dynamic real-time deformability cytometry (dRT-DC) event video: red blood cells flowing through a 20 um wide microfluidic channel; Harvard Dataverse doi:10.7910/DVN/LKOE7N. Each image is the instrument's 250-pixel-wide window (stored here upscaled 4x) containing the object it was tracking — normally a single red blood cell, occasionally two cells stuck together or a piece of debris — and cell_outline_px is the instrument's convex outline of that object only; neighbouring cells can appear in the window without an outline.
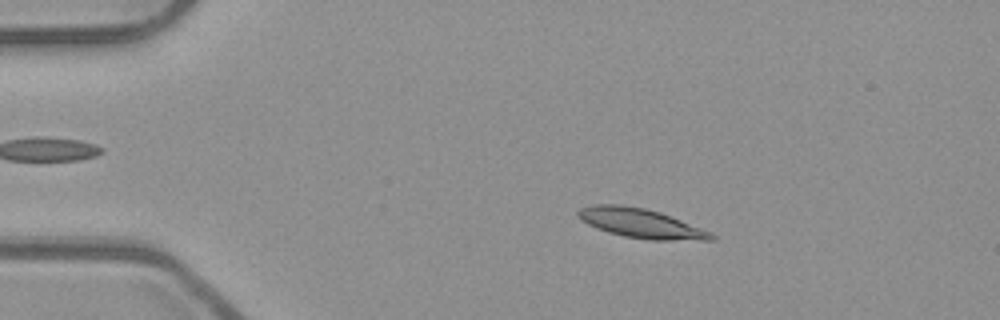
{"species": "common noctule bat (a hibernating species)", "species_latin": "Nyctalus noctula", "temperature_condition": "room temperature", "stored_images_in_passage": 52, "camera_frame_rate_fps": 3000, "um_per_image_px": 0.085, "animal": {"sex": "male", "body_mass_g": 23.1, "forearm_length_mm": 52.7}, "frame": {"image": 1, "passage_image": 9, "time_ms": 2.667, "image_size_px": [1000, 320], "cell_outline_px": [[716, 240], [648, 240], [624, 236], [608, 232], [596, 228], [580, 220], [576, 216], [576, 212], [580, 208], [592, 204], [620, 204], [644, 208], [660, 212], [712, 232], [716, 236]], "centroid_in_image_um": [54.45, 18.98], "position_along_channel_um": 30.5, "area_um2": 23.0}}
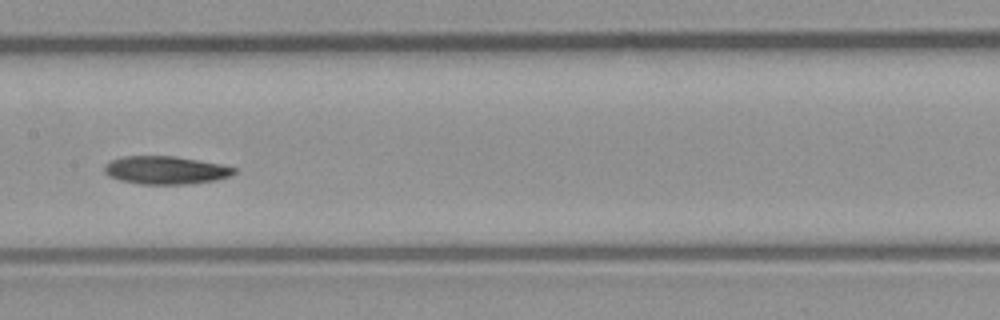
{"frame": {"image": 2, "passage_image": 26, "time_ms": 8.333, "image_size_px": [1000, 320], "cell_outline_px": [[236, 172], [228, 176], [216, 180], [188, 184], [140, 184], [120, 180], [108, 176], [104, 172], [104, 164], [112, 160], [124, 156], [176, 156], [220, 164], [236, 168]], "centroid_in_image_um": [14.05, 14.46], "position_along_channel_um": 193.3, "area_um2": 21.15}}
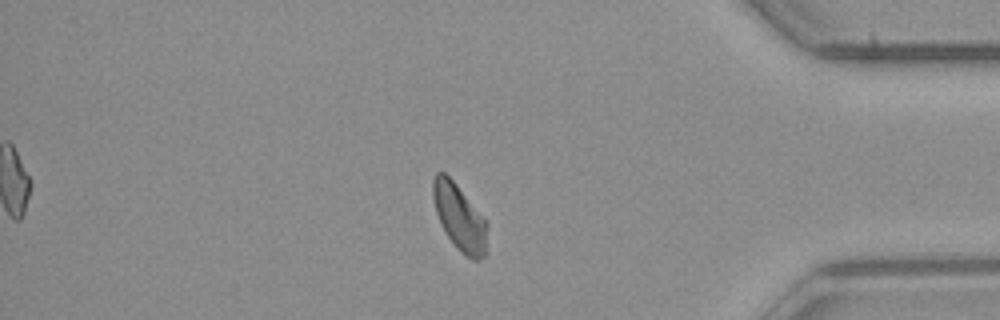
{"frame": {"image": 3, "passage_image": 44, "time_ms": 14.333, "image_size_px": [1000, 320], "cell_outline_px": [[488, 224], [484, 256], [476, 260], [472, 260], [464, 256], [456, 248], [440, 224], [436, 212], [432, 196], [432, 180], [436, 172], [444, 172], [456, 184]], "centroid_in_image_um": [39.02, 18.49], "position_along_channel_um": 396.2, "area_um2": 20.69}, "authors_computed_cell_mechanics": {"area_um2": 21.386, "velocity_mm_per_s": 3.9011, "shape_relaxation_time_tau1_ms": 4.7663, "shape_relaxation_time_tau2_ms": null, "deformation_change_tau1": 0.1517, "deformation_change_tau2": null}}